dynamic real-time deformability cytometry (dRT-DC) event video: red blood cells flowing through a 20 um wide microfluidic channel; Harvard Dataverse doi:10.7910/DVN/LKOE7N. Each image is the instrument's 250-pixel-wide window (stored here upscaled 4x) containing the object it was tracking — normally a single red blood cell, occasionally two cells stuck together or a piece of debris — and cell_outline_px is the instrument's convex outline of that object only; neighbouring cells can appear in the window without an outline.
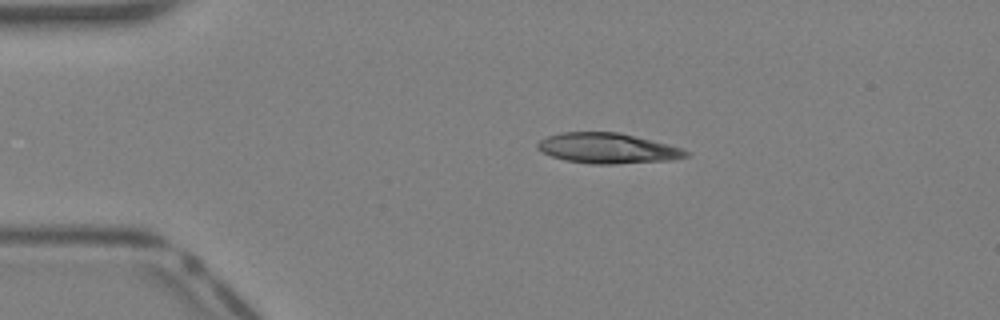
{"species": "Egyptian fruit bat (a non-hibernating species)", "species_latin": "Rousettus aegyptiacus", "temperature_condition": "warm", "stored_images_in_passage": 32, "camera_frame_rate_fps": 3000, "um_per_image_px": 0.085, "animal": {"sex": "female"}, "frame": {"image": 1, "passage_image": 1, "time_ms": 0.0, "image_size_px": [1000, 320], "cell_outline_px": [[692, 152], [688, 156], [672, 160], [616, 164], [592, 164], [564, 160], [552, 156], [536, 148], [536, 144], [540, 140], [548, 136], [560, 132], [620, 132], [668, 144]], "centroid_in_image_um": [51.66, 12.6], "position_along_channel_um": 33.3, "area_um2": 26.3}}
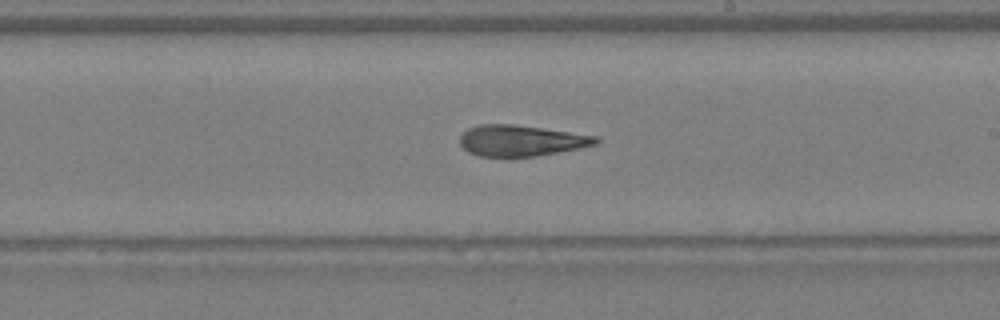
{"frame": {"image": 2, "passage_image": 16, "time_ms": 5.0, "image_size_px": [1000, 320], "cell_outline_px": [[600, 140], [596, 144], [536, 156], [480, 156], [468, 152], [460, 144], [460, 136], [468, 128], [480, 124], [512, 124], [596, 136]], "centroid_in_image_um": [44.23, 11.94], "position_along_channel_um": 244.8, "area_um2": 24.04}}
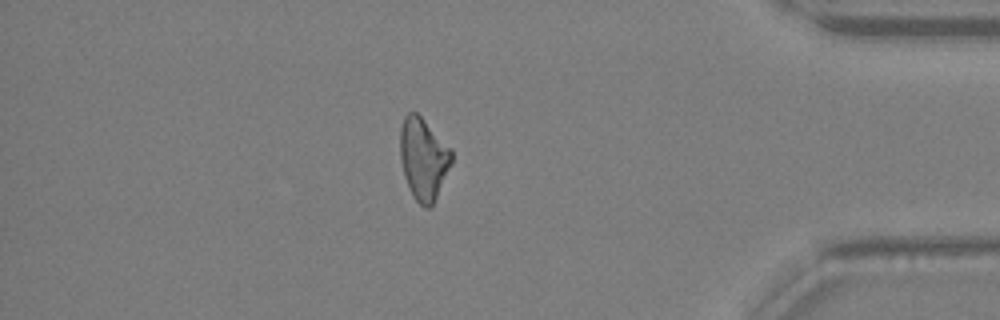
{"frame": {"image": 3, "passage_image": 27, "time_ms": 8.667, "image_size_px": [1000, 320], "cell_outline_px": [[452, 164], [432, 208], [424, 208], [412, 196], [404, 176], [400, 160], [400, 128], [404, 116], [408, 112], [416, 112], [452, 148]], "centroid_in_image_um": [36.0, 13.52], "position_along_channel_um": 399.2, "area_um2": 24.91}}